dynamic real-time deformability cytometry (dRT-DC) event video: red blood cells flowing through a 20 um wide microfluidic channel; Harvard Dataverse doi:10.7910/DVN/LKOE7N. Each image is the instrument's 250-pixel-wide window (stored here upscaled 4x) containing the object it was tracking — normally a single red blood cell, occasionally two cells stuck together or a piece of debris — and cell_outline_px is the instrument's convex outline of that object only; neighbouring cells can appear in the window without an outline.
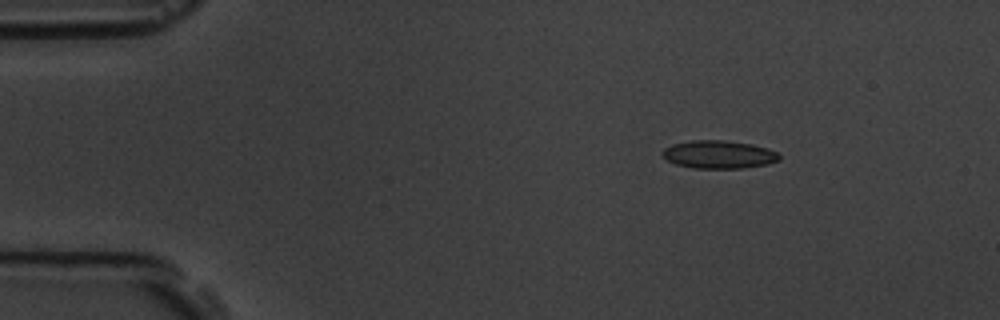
{"species": "common noctule bat (a hibernating species)", "species_latin": "Nyctalus noctula", "temperature_condition": "room temperature", "stored_images_in_passage": 13, "camera_frame_rate_fps": 3000, "um_per_image_px": 0.085, "animal": {"sex": "male", "body_mass_g": 19.5, "forearm_length_mm": 54.6}, "frame": {"image": 1, "passage_image": 1, "time_ms": 0.0, "image_size_px": [1000, 320], "cell_outline_px": [[780, 160], [768, 164], [744, 168], [692, 168], [676, 164], [668, 160], [660, 152], [664, 148], [672, 144], [692, 140], [728, 140], [752, 144], [768, 148], [776, 152], [780, 156]], "centroid_in_image_um": [61.11, 13.12], "position_along_channel_um": 23.9, "area_um2": 19.19}}
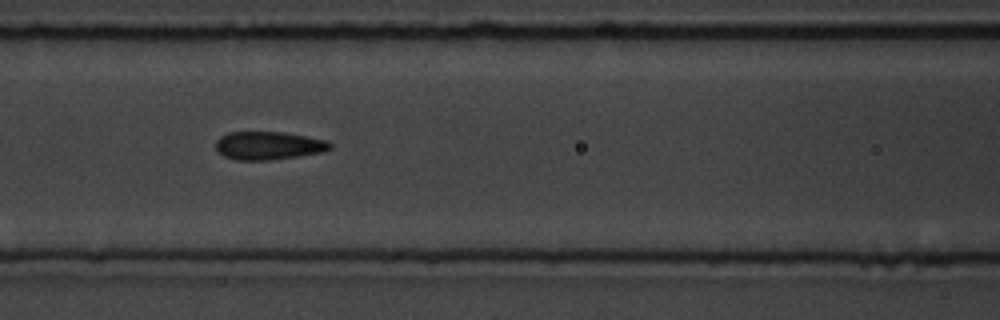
{"frame": {"image": 2, "passage_image": 5, "time_ms": 5.333, "image_size_px": [1000, 320], "cell_outline_px": [[332, 148], [324, 152], [272, 160], [236, 160], [224, 156], [216, 148], [216, 140], [220, 136], [228, 132], [284, 132], [328, 140], [332, 144]], "centroid_in_image_um": [22.85, 12.37], "position_along_channel_um": 143.7, "area_um2": 18.9}}
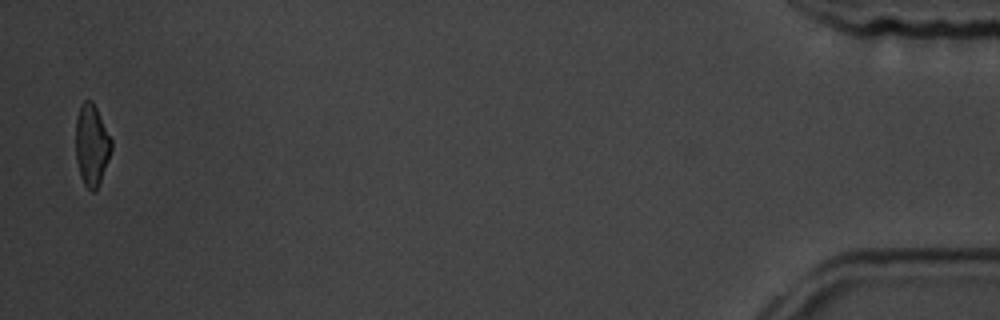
{"frame": {"image": 3, "passage_image": 13, "time_ms": 15.667, "image_size_px": [1000, 320], "cell_outline_px": [[112, 148], [96, 192], [92, 192], [84, 184], [80, 176], [76, 160], [76, 116], [80, 104], [84, 100], [92, 100], [112, 140]], "centroid_in_image_um": [7.78, 12.32], "position_along_channel_um": 427.4, "area_um2": 16.88}, "authors_computed_cell_mechanics": {"area_um2": 18.7272, "velocity_mm_per_s": 3.6449, "shape_relaxation_time_tau1_ms": 7.9262, "shape_relaxation_time_tau2_ms": 2.4076, "deformation_change_tau1": 0.1597, "deformation_change_tau2": 0.0617}}